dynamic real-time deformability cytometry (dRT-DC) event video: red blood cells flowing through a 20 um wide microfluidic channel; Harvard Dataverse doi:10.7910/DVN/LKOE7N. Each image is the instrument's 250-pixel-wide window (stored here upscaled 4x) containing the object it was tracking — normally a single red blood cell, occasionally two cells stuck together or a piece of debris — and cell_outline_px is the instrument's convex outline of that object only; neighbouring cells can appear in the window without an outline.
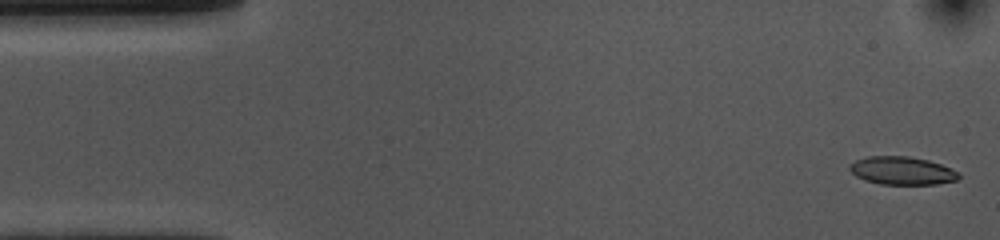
{"species": "common noctule bat (a hibernating species)", "species_latin": "Nyctalus noctula", "temperature_condition": "cold", "stored_images_in_passage": 52, "camera_frame_rate_fps": 3000, "um_per_image_px": 0.085, "animal": {"sex": "female", "body_mass_g": 10.0, "forearm_length_mm": 53.1}, "frame": {"image": 1, "passage_image": 1, "time_ms": 0.0, "image_size_px": [1000, 240], "cell_outline_px": [[960, 176], [956, 180], [936, 184], [880, 184], [864, 180], [856, 176], [848, 168], [848, 164], [856, 160], [868, 156], [908, 156], [928, 160], [940, 164], [960, 172]], "centroid_in_image_um": [76.65, 14.5], "position_along_channel_um": 8.3, "area_um2": 17.86}}
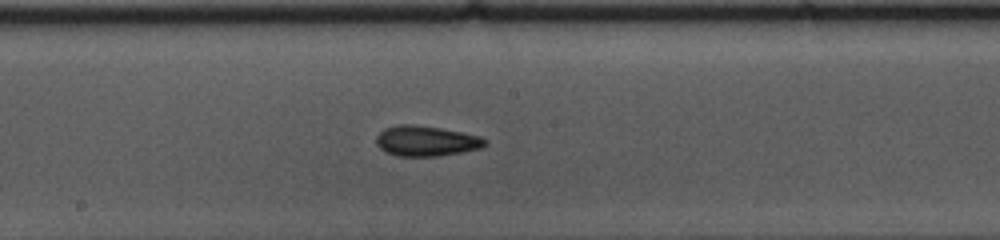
{"frame": {"image": 2, "passage_image": 26, "time_ms": 8.333, "image_size_px": [1000, 240], "cell_outline_px": [[488, 144], [480, 148], [440, 156], [396, 156], [380, 148], [376, 144], [376, 136], [384, 128], [396, 124], [412, 124], [440, 128], [480, 136], [488, 140]], "centroid_in_image_um": [36.21, 11.98], "position_along_channel_um": 212.0, "area_um2": 19.25}}
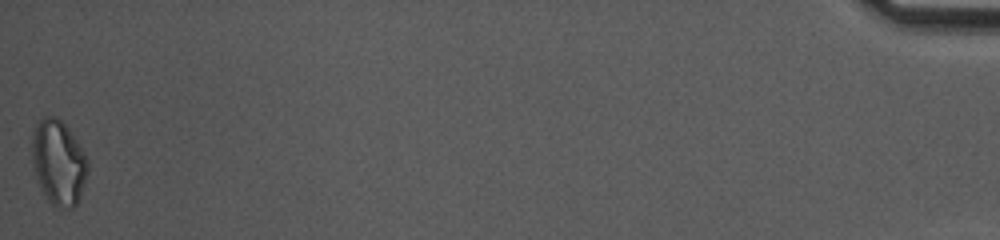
{"frame": {"image": 3, "passage_image": 52, "time_ms": 17.0, "image_size_px": [1000, 240], "cell_outline_px": [[88, 172], [80, 196], [76, 204], [72, 208], [56, 208], [48, 200], [36, 180], [32, 164], [32, 132], [36, 124], [44, 116], [56, 116], [68, 128], [88, 156]], "centroid_in_image_um": [4.97, 13.81], "position_along_channel_um": 430.2, "area_um2": 27.86}, "authors_computed_cell_mechanics": {"area_um2": 18.6116, "velocity_mm_per_s": 3.7209, "shape_relaxation_time_tau1_ms": 3.2927, "shape_relaxation_time_tau2_ms": 2.4469, "deformation_change_tau1": 0.112, "deformation_change_tau2": 0.0886}}